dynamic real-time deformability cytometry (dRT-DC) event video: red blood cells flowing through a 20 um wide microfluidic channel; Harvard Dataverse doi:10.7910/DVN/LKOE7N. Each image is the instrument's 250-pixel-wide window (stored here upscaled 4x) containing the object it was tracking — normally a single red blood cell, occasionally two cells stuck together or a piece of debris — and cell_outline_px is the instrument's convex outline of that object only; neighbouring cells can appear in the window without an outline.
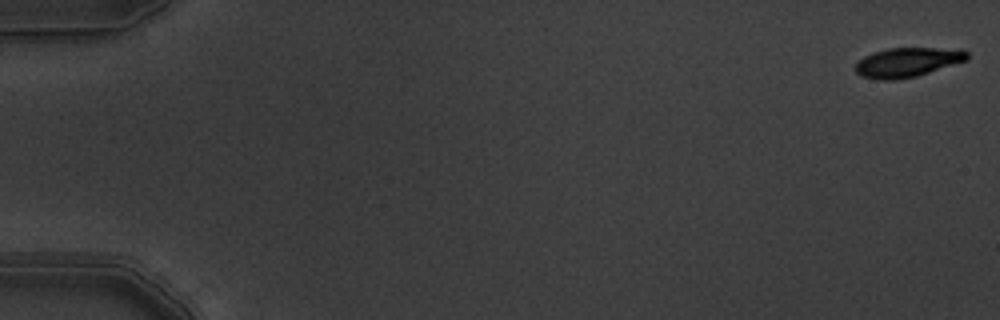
{"species": "common noctule bat (a hibernating species)", "species_latin": "Nyctalus noctula", "temperature_condition": "warm", "stored_images_in_passage": 6, "camera_frame_rate_fps": 3000, "um_per_image_px": 0.085, "animal": {"sex": "male", "body_mass_g": 19.5, "forearm_length_mm": 54.6}, "frame": {"image": 1, "passage_image": 1, "time_ms": 0.0, "image_size_px": [1000, 320], "cell_outline_px": [[968, 60], [916, 76], [896, 80], [880, 80], [860, 76], [856, 72], [856, 64], [864, 56], [888, 48], [936, 48], [968, 52]], "centroid_in_image_um": [77.09, 5.31], "position_along_channel_um": 7.9, "area_um2": 18.79}}
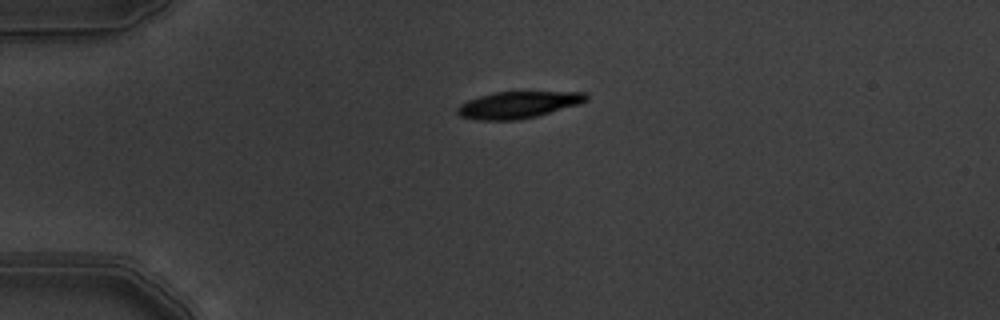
{"frame": {"image": 2, "passage_image": 5, "time_ms": 1.333, "image_size_px": [1000, 320], "cell_outline_px": [[588, 100], [580, 104], [536, 116], [516, 120], [476, 120], [460, 116], [456, 112], [456, 108], [460, 104], [468, 100], [480, 96], [496, 92], [588, 92]], "centroid_in_image_um": [44.04, 8.91], "position_along_channel_um": 41.0, "area_um2": 20.06}}